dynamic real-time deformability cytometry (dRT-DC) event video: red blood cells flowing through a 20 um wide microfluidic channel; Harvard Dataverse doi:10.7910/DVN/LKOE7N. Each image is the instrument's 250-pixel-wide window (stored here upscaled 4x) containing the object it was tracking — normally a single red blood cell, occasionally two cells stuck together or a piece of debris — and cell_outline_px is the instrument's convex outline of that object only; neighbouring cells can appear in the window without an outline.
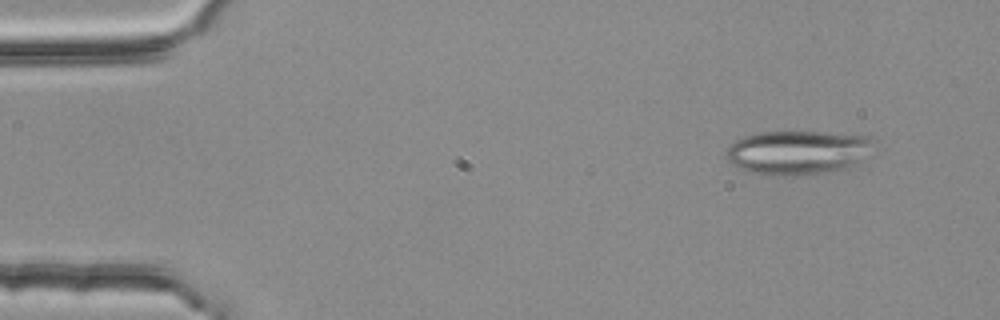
{"species": "common noctule bat (a hibernating species)", "species_latin": "Nyctalus noctula", "temperature_condition": "room temperature", "stored_images_in_passage": 3, "camera_frame_rate_fps": 3000, "um_per_image_px": 0.085, "animal": {"sex": "female", "body_mass_g": 25.1}, "frame": {"image": 1, "passage_image": 1, "time_ms": 0.0, "image_size_px": [1000, 320], "cell_outline_px": [[876, 144], [844, 172], [804, 176], [772, 176], [752, 172], [740, 168], [732, 164], [728, 160], [728, 148], [736, 140], [744, 136], [760, 132], [824, 132], [872, 136], [876, 140]], "centroid_in_image_um": [67.88, 12.98], "position_along_channel_um": 17.1, "area_um2": 38.38}}